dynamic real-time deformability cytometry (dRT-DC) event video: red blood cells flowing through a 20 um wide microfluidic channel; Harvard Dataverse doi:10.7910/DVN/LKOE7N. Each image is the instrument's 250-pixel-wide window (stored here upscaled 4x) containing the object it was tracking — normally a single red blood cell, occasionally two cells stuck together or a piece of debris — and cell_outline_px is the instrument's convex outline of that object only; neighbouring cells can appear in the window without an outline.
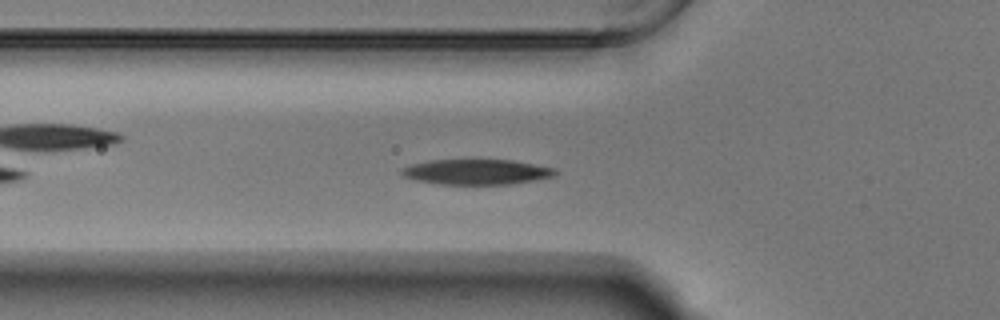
{"species": "Egyptian fruit bat (a non-hibernating species)", "species_latin": "Rousettus aegyptiacus", "temperature_condition": "warm", "stored_images_in_passage": 38, "camera_frame_rate_fps": 3000, "um_per_image_px": 0.085, "animal": {"sex": "male"}, "frame": {"image": 1, "passage_image": 2, "time_ms": 0.333, "image_size_px": [1000, 320], "cell_outline_px": [[556, 176], [508, 184], [440, 184], [416, 180], [404, 176], [400, 172], [400, 168], [412, 164], [428, 160], [512, 160], [556, 168]], "centroid_in_image_um": [40.49, 14.6], "position_along_channel_um": 85.3, "area_um2": 22.48}}
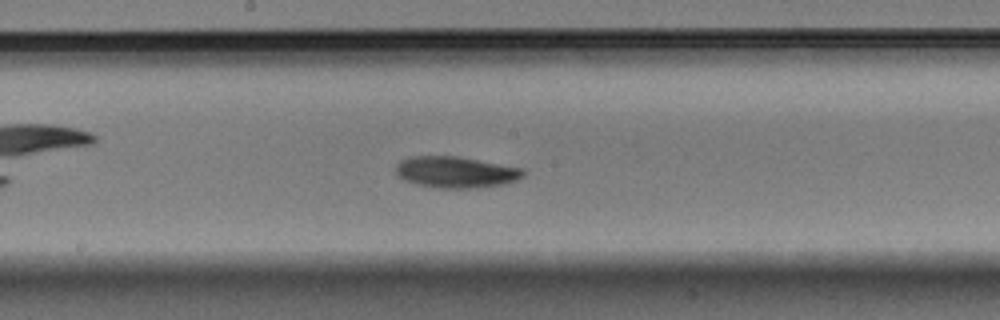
{"frame": {"image": 2, "passage_image": 12, "time_ms": 3.667, "image_size_px": [1000, 320], "cell_outline_px": [[524, 176], [516, 180], [504, 184], [472, 188], [436, 188], [416, 184], [404, 180], [396, 176], [396, 164], [400, 160], [412, 156], [456, 156], [524, 168]], "centroid_in_image_um": [38.71, 14.63], "position_along_channel_um": 209.5, "area_um2": 23.35}}
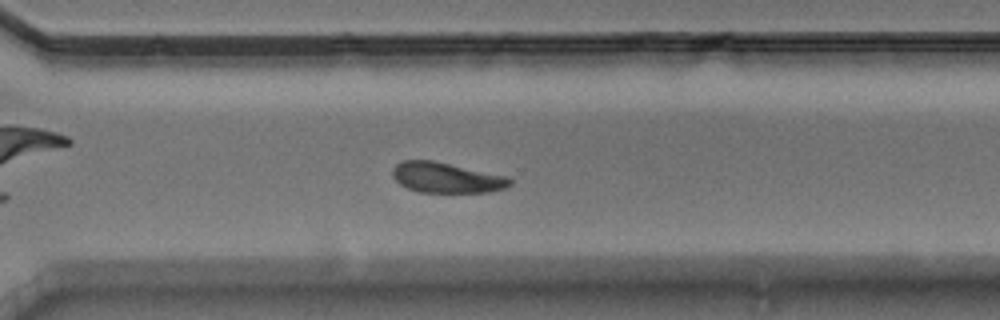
{"frame": {"image": 3, "passage_image": 22, "time_ms": 7.0, "image_size_px": [1000, 320], "cell_outline_px": [[512, 184], [504, 188], [492, 192], [420, 192], [408, 188], [400, 184], [392, 176], [392, 168], [400, 160], [432, 160], [508, 176], [512, 180]], "centroid_in_image_um": [37.94, 15.09], "position_along_channel_um": 332.7, "area_um2": 20.87}}